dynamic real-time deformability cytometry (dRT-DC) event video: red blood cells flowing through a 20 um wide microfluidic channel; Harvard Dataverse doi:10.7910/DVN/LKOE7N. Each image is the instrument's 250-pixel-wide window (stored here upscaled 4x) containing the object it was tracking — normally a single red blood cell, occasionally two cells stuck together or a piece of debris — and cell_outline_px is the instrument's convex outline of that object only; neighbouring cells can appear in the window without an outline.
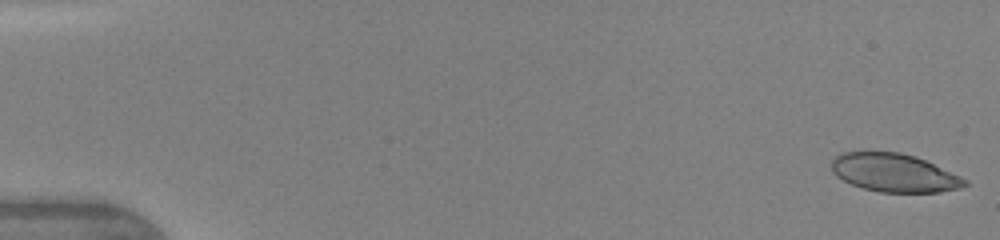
{"species": "human", "species_latin": "Homo sapiens", "temperature_condition": "warm", "stored_images_in_passage": 8, "camera_frame_rate_fps": 3000, "um_per_image_px": 0.085, "donor": {"sex": "female"}, "frame": {"image": 1, "passage_image": 1, "time_ms": 0.0, "image_size_px": [1000, 240], "cell_outline_px": [[968, 184], [960, 188], [940, 192], [880, 192], [864, 188], [852, 184], [836, 176], [832, 172], [832, 160], [836, 156], [844, 152], [900, 152], [916, 156], [960, 176], [968, 180]], "centroid_in_image_um": [76.02, 14.69], "position_along_channel_um": 9.0, "area_um2": 29.54}}
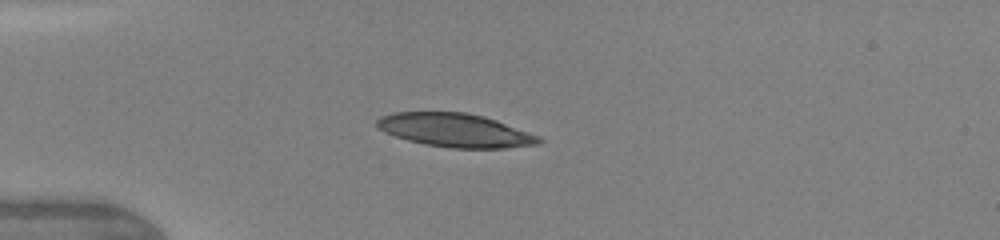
{"frame": {"image": 2, "passage_image": 6, "time_ms": 4.0, "image_size_px": [1000, 240], "cell_outline_px": [[544, 140], [540, 144], [504, 148], [452, 148], [424, 144], [408, 140], [384, 132], [376, 128], [376, 120], [380, 116], [396, 112], [464, 112], [484, 116], [496, 120], [540, 136]], "centroid_in_image_um": [38.69, 11.07], "position_along_channel_um": 46.3, "area_um2": 31.73}}